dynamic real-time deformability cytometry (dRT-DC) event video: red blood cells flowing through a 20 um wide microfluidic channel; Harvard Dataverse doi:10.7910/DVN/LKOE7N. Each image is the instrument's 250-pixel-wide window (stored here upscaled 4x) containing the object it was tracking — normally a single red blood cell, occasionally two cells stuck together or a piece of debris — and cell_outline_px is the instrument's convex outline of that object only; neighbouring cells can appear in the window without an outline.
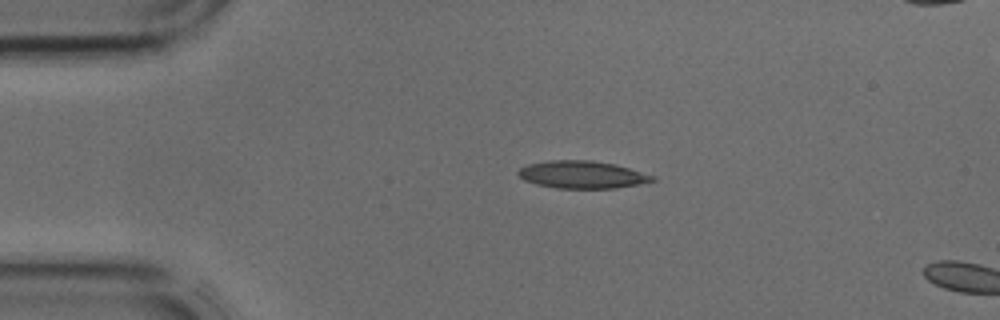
{"species": "common noctule bat (a hibernating species)", "species_latin": "Nyctalus noctula", "temperature_condition": "cold", "stored_images_in_passage": 3, "camera_frame_rate_fps": 3000, "um_per_image_px": 0.085, "animal": {"sex": "male", "body_mass_g": 17.9, "forearm_length_mm": 54.2}, "frame": {"image": 1, "passage_image": 1, "time_ms": 0.0, "image_size_px": [1000, 320], "cell_outline_px": [[656, 180], [640, 184], [616, 188], [556, 188], [536, 184], [524, 180], [516, 172], [520, 168], [528, 164], [548, 160], [592, 160], [616, 164], [656, 176]], "centroid_in_image_um": [49.5, 14.84], "position_along_channel_um": 35.5, "area_um2": 21.62}}